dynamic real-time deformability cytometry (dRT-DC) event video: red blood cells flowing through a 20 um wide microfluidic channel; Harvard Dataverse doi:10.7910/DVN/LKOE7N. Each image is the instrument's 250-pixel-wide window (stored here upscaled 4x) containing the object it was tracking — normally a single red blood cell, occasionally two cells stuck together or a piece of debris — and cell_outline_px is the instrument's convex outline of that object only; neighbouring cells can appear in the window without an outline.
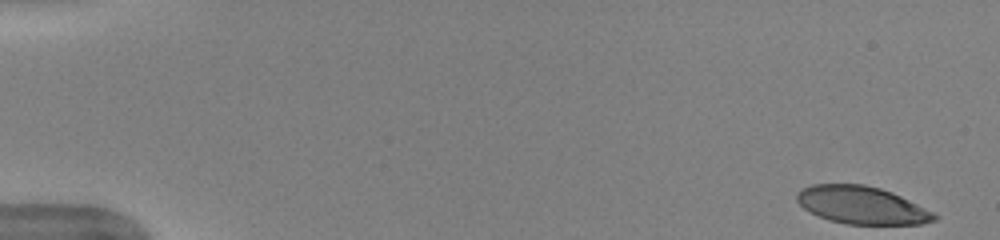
{"species": "human", "species_latin": "Homo sapiens", "temperature_condition": "warm", "stored_images_in_passage": 50, "camera_frame_rate_fps": 3000, "um_per_image_px": 0.085, "donor": {"sex": "female"}, "frame": {"image": 1, "passage_image": 1, "time_ms": 0.0, "image_size_px": [1000, 240], "cell_outline_px": [[940, 216], [936, 220], [920, 224], [844, 224], [828, 220], [804, 208], [796, 200], [796, 196], [800, 188], [812, 184], [864, 184], [880, 188], [892, 192], [936, 212]], "centroid_in_image_um": [73.29, 17.44], "position_along_channel_um": 11.7, "area_um2": 30.35}}
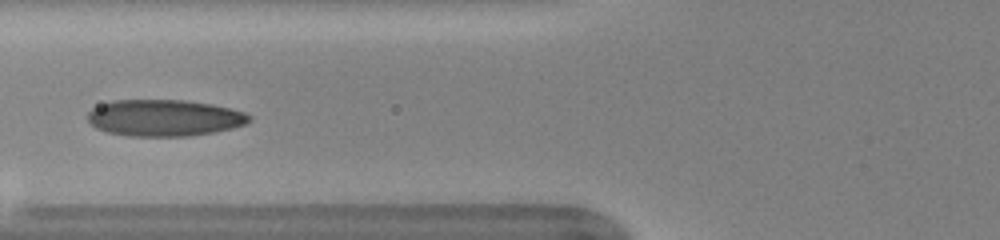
{"frame": {"image": 2, "passage_image": 20, "time_ms": 6.333, "image_size_px": [1000, 240], "cell_outline_px": [[252, 120], [244, 124], [232, 128], [212, 132], [188, 136], [128, 136], [108, 132], [96, 128], [88, 120], [88, 112], [92, 108], [100, 104], [112, 100], [188, 100], [212, 104], [244, 112], [252, 116]], "centroid_in_image_um": [13.95, 10.01], "position_along_channel_um": 111.8, "area_um2": 34.45}}
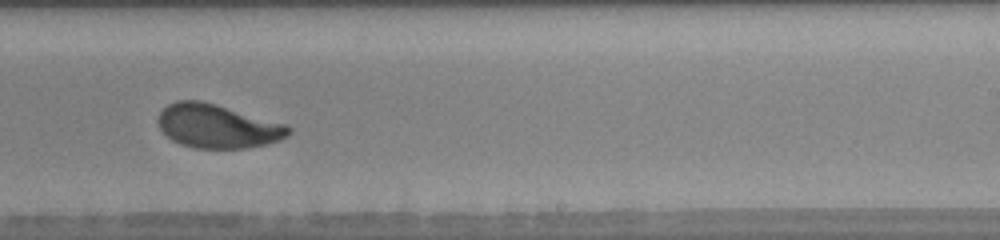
{"frame": {"image": 3, "passage_image": 32, "time_ms": 10.333, "image_size_px": [1000, 240], "cell_outline_px": [[292, 132], [288, 136], [280, 140], [268, 144], [248, 148], [196, 148], [180, 144], [172, 140], [160, 128], [156, 120], [160, 112], [168, 104], [176, 100], [200, 100], [216, 104], [288, 124], [292, 128]], "centroid_in_image_um": [18.52, 10.72], "position_along_channel_um": 270.5, "area_um2": 33.58}, "authors_computed_cell_mechanics": {"area_um2": 33.0616, "velocity_mm_per_s": 3.9704, "shape_relaxation_time_tau1_ms": 3.014, "shape_relaxation_time_tau2_ms": 0.9097, "deformation_change_tau1": 0.1706, "deformation_change_tau2": 0.073}}